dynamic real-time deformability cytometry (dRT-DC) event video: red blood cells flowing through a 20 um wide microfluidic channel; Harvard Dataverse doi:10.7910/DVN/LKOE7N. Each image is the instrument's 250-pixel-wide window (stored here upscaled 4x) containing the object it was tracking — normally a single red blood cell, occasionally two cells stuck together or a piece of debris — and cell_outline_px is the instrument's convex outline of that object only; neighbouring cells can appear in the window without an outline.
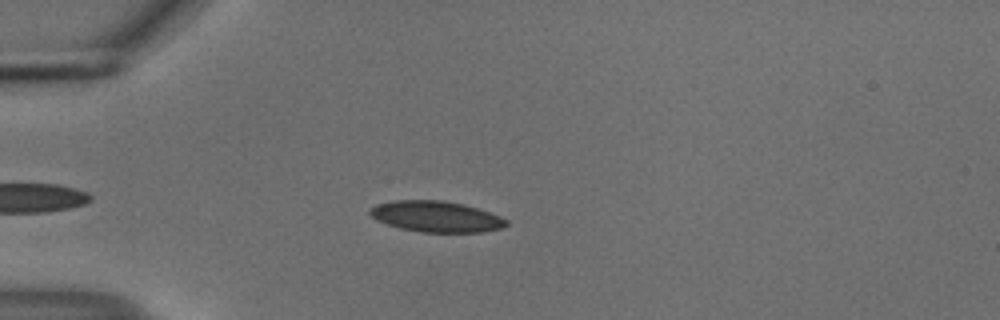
{"species": "common noctule bat (a hibernating species)", "species_latin": "Nyctalus noctula", "temperature_condition": "cold", "stored_images_in_passage": 46, "camera_frame_rate_fps": 3000, "um_per_image_px": 0.085, "animal": {"sex": "male", "body_mass_g": 18.8}, "frame": {"image": 1, "passage_image": 7, "time_ms": 2.0, "image_size_px": [1000, 320], "cell_outline_px": [[508, 224], [504, 228], [480, 232], [420, 232], [400, 228], [376, 220], [368, 212], [376, 204], [396, 200], [444, 200], [464, 204], [500, 216], [508, 220]], "centroid_in_image_um": [37.09, 18.41], "position_along_channel_um": 47.9, "area_um2": 24.57}}
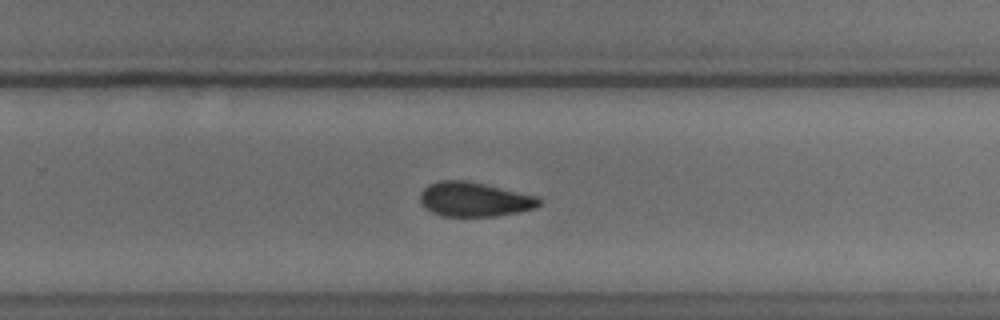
{"frame": {"image": 2, "passage_image": 28, "time_ms": 9.0, "image_size_px": [1000, 320], "cell_outline_px": [[540, 204], [536, 208], [520, 212], [492, 216], [440, 216], [432, 212], [420, 204], [420, 192], [428, 184], [440, 180], [468, 180], [536, 196], [540, 200]], "centroid_in_image_um": [40.28, 16.94], "position_along_channel_um": 289.5, "area_um2": 23.93}}
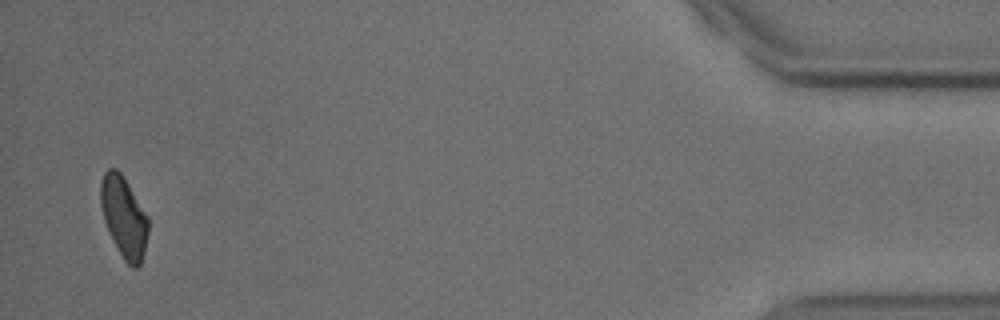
{"frame": {"image": 3, "passage_image": 45, "time_ms": 14.667, "image_size_px": [1000, 320], "cell_outline_px": [[148, 232], [144, 252], [140, 264], [136, 268], [132, 268], [124, 260], [104, 220], [100, 204], [100, 184], [104, 172], [108, 168], [116, 168], [124, 176], [148, 216]], "centroid_in_image_um": [10.53, 18.39], "position_along_channel_um": 424.7, "area_um2": 22.25}, "authors_computed_cell_mechanics": {"area_um2": 24.0737, "velocity_mm_per_s": 3.7278, "shape_relaxation_time_tau1_ms": 8.6105, "shape_relaxation_time_tau2_ms": 5.5747, "deformation_change_tau1": 0.1486, "deformation_change_tau2": 0.0991}}